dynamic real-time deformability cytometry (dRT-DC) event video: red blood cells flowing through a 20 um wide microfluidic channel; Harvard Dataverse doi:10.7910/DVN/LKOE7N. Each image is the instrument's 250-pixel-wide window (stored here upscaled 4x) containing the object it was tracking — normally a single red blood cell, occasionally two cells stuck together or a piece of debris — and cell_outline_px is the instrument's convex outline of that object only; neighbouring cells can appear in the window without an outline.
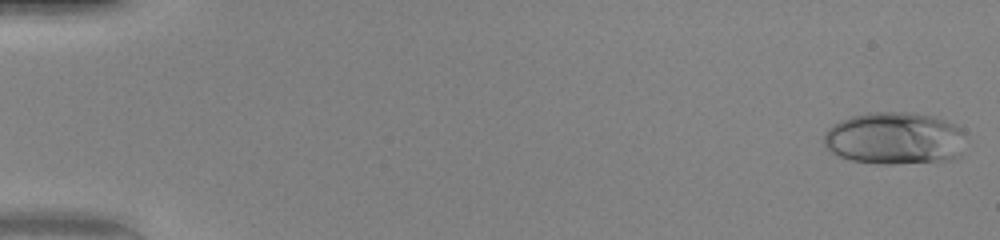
{"species": "human", "species_latin": "Homo sapiens", "temperature_condition": "warm", "stored_images_in_passage": 50, "camera_frame_rate_fps": 3000, "um_per_image_px": 0.085, "donor": {"sex": "female"}, "frame": {"image": 1, "passage_image": 1, "time_ms": 0.0, "image_size_px": [1000, 240], "cell_outline_px": [[968, 132], [960, 156], [952, 160], [892, 164], [880, 164], [852, 160], [840, 156], [832, 152], [824, 144], [824, 132], [828, 128], [840, 120], [852, 116], [868, 112], [912, 112], [932, 116], [956, 124], [964, 128]], "centroid_in_image_um": [76.12, 11.75], "position_along_channel_um": 8.9, "area_um2": 43.99}}
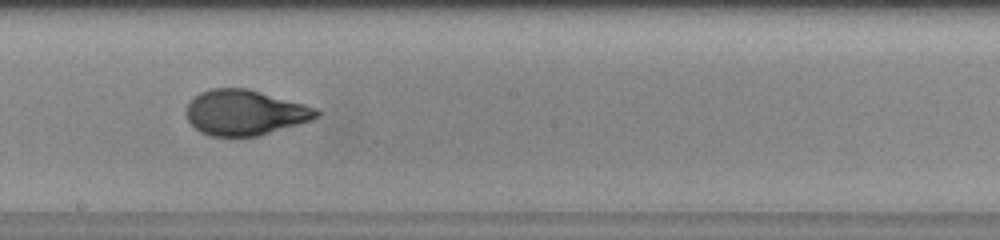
{"frame": {"image": 2, "passage_image": 29, "time_ms": 9.333, "image_size_px": [1000, 240], "cell_outline_px": [[320, 116], [312, 120], [260, 136], [212, 136], [200, 132], [188, 120], [184, 112], [188, 104], [200, 92], [212, 88], [248, 88], [304, 104], [316, 108], [320, 112]], "centroid_in_image_um": [20.83, 9.57], "position_along_channel_um": 227.4, "area_um2": 34.45}}
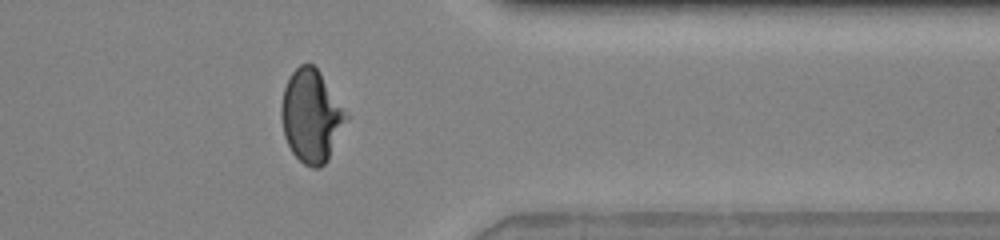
{"frame": {"image": 3, "passage_image": 41, "time_ms": 13.333, "image_size_px": [1000, 240], "cell_outline_px": [[348, 116], [328, 160], [320, 168], [312, 168], [304, 164], [292, 152], [284, 136], [280, 116], [280, 104], [284, 88], [288, 76], [300, 64], [308, 60], [320, 72]], "centroid_in_image_um": [26.41, 9.84], "position_along_channel_um": 385.0, "area_um2": 34.85}, "authors_computed_cell_mechanics": {"area_um2": 34.7378, "velocity_mm_per_s": 4.1407, "shape_relaxation_time_tau1_ms": 5.4667, "shape_relaxation_time_tau2_ms": null, "deformation_change_tau1": 0.2646, "deformation_change_tau2": null}}